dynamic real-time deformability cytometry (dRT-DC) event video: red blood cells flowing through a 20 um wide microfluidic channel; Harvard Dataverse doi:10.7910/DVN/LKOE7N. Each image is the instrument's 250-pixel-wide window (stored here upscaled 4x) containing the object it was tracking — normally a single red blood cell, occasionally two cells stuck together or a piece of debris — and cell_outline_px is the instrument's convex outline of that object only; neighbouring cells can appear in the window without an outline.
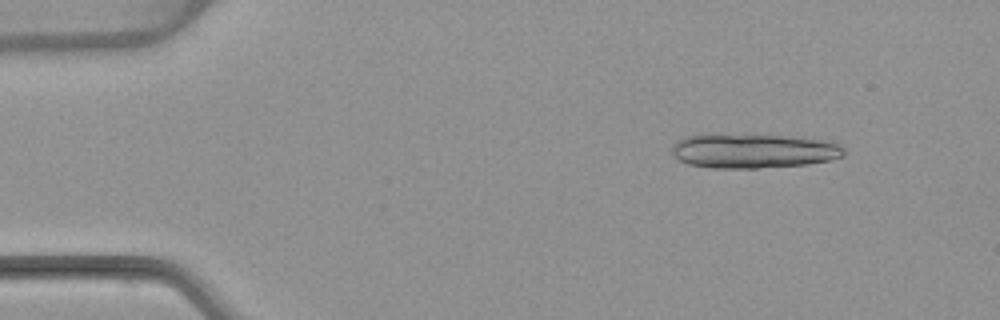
{"species": "common noctule bat (a hibernating species)", "species_latin": "Nyctalus noctula", "temperature_condition": "warm", "stored_images_in_passage": 4, "camera_frame_rate_fps": 3000, "um_per_image_px": 0.085, "animal": {"sex": "female", "body_mass_g": 22.7, "forearm_length_mm": 54.2}, "frame": {"image": 1, "passage_image": 1, "time_ms": 0.0, "image_size_px": [1000, 320], "cell_outline_px": [[844, 156], [832, 160], [808, 164], [756, 168], [712, 168], [688, 164], [672, 156], [672, 148], [676, 140], [688, 136], [704, 132], [784, 136], [828, 140], [844, 148]], "centroid_in_image_um": [63.98, 12.8], "position_along_channel_um": 21.0, "area_um2": 35.26}}